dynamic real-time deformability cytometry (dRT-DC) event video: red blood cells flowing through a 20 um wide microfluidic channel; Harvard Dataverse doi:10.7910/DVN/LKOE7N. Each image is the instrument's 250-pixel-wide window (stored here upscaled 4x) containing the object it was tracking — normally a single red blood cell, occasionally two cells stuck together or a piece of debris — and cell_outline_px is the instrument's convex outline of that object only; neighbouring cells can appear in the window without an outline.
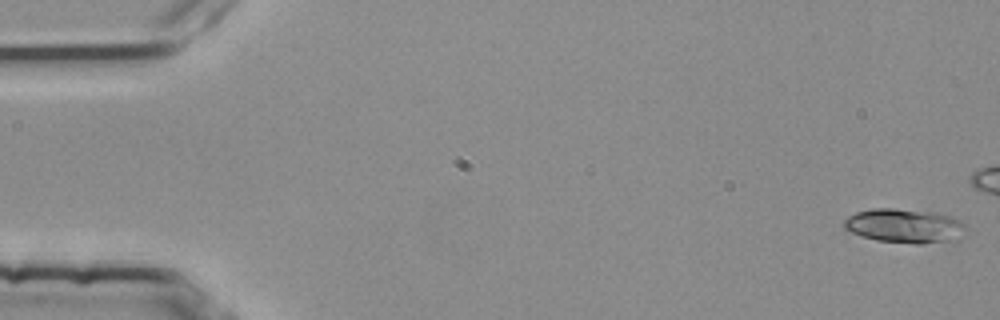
{"species": "common noctule bat (a hibernating species)", "species_latin": "Nyctalus noctula", "temperature_condition": "room temperature", "stored_images_in_passage": 30, "camera_frame_rate_fps": 3000, "um_per_image_px": 0.085, "animal": {"sex": "female", "body_mass_g": 25.1}, "frame": {"image": 1, "passage_image": 1, "time_ms": 0.0, "image_size_px": [1000, 320], "cell_outline_px": [[968, 232], [960, 240], [920, 244], [916, 244], [876, 240], [852, 232], [844, 228], [844, 220], [848, 216], [856, 212], [872, 208], [896, 208], [936, 212], [952, 216], [964, 224], [968, 228]], "centroid_in_image_um": [76.98, 19.2], "position_along_channel_um": 8.0, "area_um2": 24.74}}